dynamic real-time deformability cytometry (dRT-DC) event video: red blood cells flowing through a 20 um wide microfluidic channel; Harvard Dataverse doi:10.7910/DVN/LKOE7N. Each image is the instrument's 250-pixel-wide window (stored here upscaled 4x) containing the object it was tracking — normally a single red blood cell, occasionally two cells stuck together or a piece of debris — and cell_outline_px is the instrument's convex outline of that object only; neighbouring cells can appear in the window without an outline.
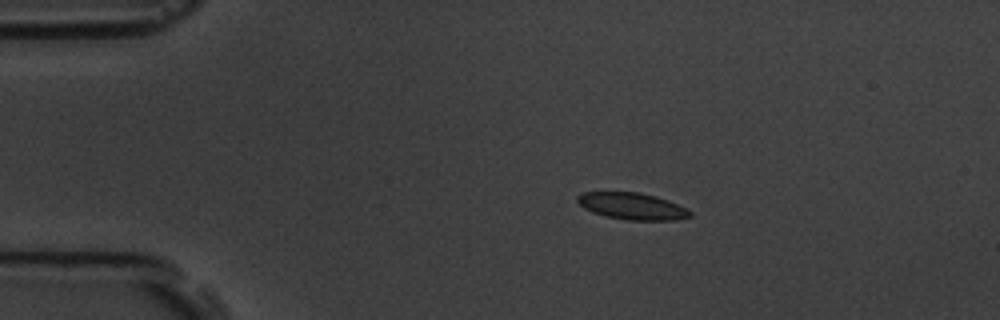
{"species": "common noctule bat (a hibernating species)", "species_latin": "Nyctalus noctula", "temperature_condition": "room temperature", "stored_images_in_passage": 6, "camera_frame_rate_fps": 3000, "um_per_image_px": 0.085, "animal": {"sex": "male", "body_mass_g": 19.5, "forearm_length_mm": 54.6}, "frame": {"image": 1, "passage_image": 3, "time_ms": 2.333, "image_size_px": [1000, 320], "cell_outline_px": [[692, 216], [676, 220], [628, 220], [604, 216], [592, 212], [584, 208], [576, 200], [576, 196], [584, 192], [640, 192], [656, 196], [668, 200], [688, 208], [692, 212]], "centroid_in_image_um": [53.75, 17.52], "position_along_channel_um": 31.2, "area_um2": 17.74}}
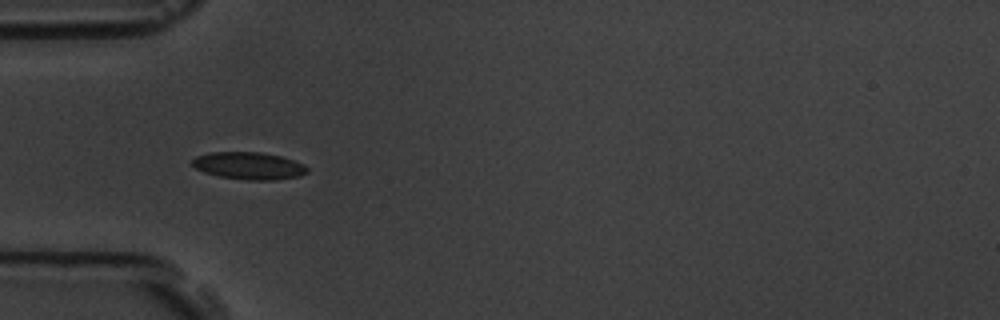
{"frame": {"image": 2, "passage_image": 5, "time_ms": 4.667, "image_size_px": [1000, 320], "cell_outline_px": [[308, 172], [300, 176], [276, 180], [248, 180], [220, 176], [204, 172], [196, 168], [192, 164], [192, 160], [196, 156], [208, 152], [260, 152], [280, 156], [304, 164], [308, 168]], "centroid_in_image_um": [21.16, 14.09], "position_along_channel_um": 63.8, "area_um2": 18.26}}
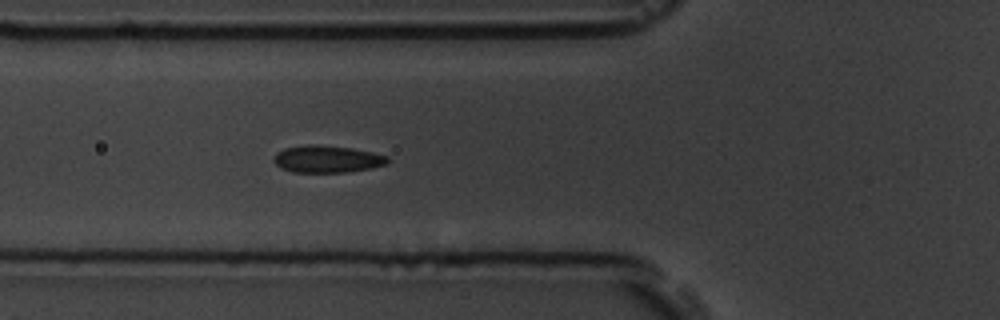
{"frame": {"image": 3, "passage_image": 6, "time_ms": 5.667, "image_size_px": [1000, 320], "cell_outline_px": [[388, 164], [372, 168], [344, 172], [292, 172], [280, 168], [272, 160], [272, 156], [276, 152], [284, 148], [304, 144], [316, 144], [352, 148], [372, 152], [388, 156]], "centroid_in_image_um": [27.76, 13.51], "position_along_channel_um": 98.0, "area_um2": 18.26}}